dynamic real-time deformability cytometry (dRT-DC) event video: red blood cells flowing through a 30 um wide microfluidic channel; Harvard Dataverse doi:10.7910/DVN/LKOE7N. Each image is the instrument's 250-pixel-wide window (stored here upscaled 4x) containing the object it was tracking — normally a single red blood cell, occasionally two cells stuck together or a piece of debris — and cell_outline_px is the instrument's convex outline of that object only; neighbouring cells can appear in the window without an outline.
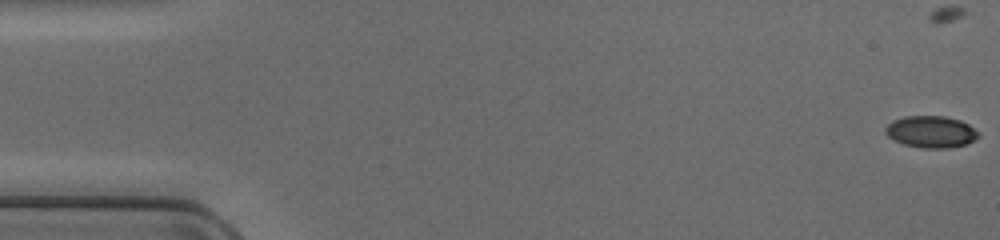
{"species": "common noctule bat (a hibernating species)", "species_latin": "Nyctalus noctula", "temperature_condition": "cold", "stored_images_in_passage": 16, "camera_frame_rate_fps": 3000, "um_per_image_px": 0.085, "animal": {"sex": "female", "body_mass_g": 17.0, "forearm_length_mm": 48.0}, "frame": {"image": 1, "passage_image": 1, "time_ms": 0.0, "image_size_px": [1000, 240], "cell_outline_px": [[980, 136], [968, 144], [948, 148], [924, 148], [904, 144], [888, 136], [884, 132], [884, 128], [892, 120], [904, 116], [944, 116], [960, 120], [968, 124]], "centroid_in_image_um": [79.12, 11.2], "position_along_channel_um": 5.9, "area_um2": 17.17}}
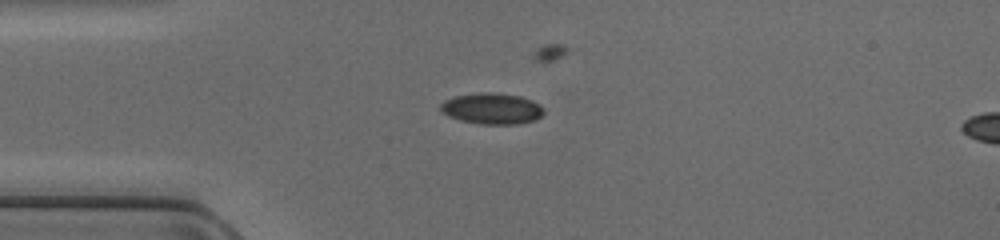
{"frame": {"image": 2, "passage_image": 13, "time_ms": 4.0, "image_size_px": [1000, 240], "cell_outline_px": [[544, 112], [536, 120], [516, 124], [480, 124], [460, 120], [448, 116], [440, 112], [440, 104], [444, 100], [452, 96], [480, 92], [496, 92], [520, 96], [532, 100], [540, 104], [544, 108]], "centroid_in_image_um": [41.79, 9.22], "position_along_channel_um": 43.2, "area_um2": 19.02}}